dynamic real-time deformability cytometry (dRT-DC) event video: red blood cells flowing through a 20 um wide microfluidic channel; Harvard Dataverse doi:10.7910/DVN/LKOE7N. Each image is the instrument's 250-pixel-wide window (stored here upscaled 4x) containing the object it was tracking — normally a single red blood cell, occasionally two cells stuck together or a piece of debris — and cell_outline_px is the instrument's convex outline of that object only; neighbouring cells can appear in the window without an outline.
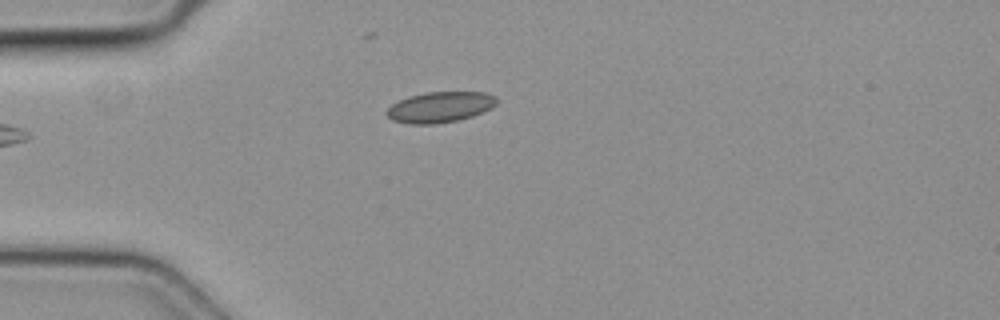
{"species": "common noctule bat (a hibernating species)", "species_latin": "Nyctalus noctula", "temperature_condition": "cold", "stored_images_in_passage": 2, "camera_frame_rate_fps": 3000, "um_per_image_px": 0.085, "animal": {"sex": "female", "body_mass_g": 19.3, "forearm_length_mm": 54.1}, "frame": {"image": 1, "passage_image": 2, "time_ms": 0.333, "image_size_px": [1000, 320], "cell_outline_px": [[496, 104], [492, 108], [472, 116], [460, 120], [436, 124], [408, 124], [392, 120], [384, 112], [392, 104], [408, 96], [428, 92], [484, 92], [496, 96]], "centroid_in_image_um": [37.39, 9.11], "position_along_channel_um": 47.6, "area_um2": 19.77}}